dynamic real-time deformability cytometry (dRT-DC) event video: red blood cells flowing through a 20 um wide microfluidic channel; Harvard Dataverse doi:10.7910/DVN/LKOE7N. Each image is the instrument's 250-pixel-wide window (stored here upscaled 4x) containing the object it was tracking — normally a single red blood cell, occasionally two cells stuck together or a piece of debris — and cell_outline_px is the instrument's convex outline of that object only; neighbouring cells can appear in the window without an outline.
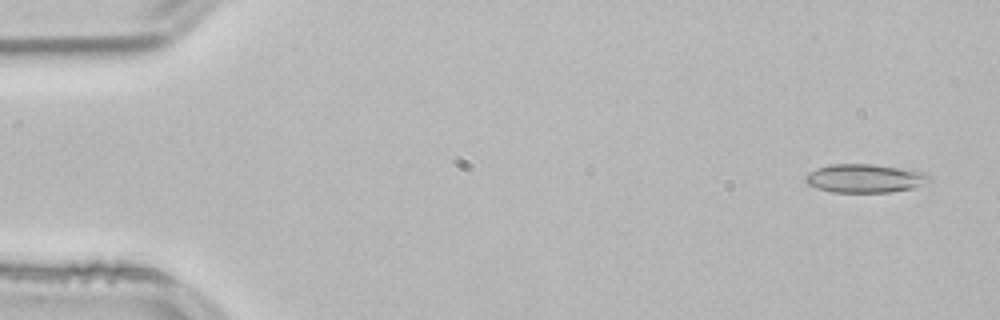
{"species": "common noctule bat (a hibernating species)", "species_latin": "Nyctalus noctula", "temperature_condition": "room temperature", "stored_images_in_passage": 53, "camera_frame_rate_fps": 3000, "um_per_image_px": 0.085, "animal": {"sex": "male", "body_mass_g": 21.5, "forearm_length_mm": 52.0}, "frame": {"image": 1, "passage_image": 3, "time_ms": 0.667, "image_size_px": [1000, 320], "cell_outline_px": [[932, 180], [912, 188], [888, 192], [832, 192], [816, 188], [808, 184], [804, 180], [804, 176], [808, 172], [816, 168], [832, 164], [876, 164], [924, 172], [932, 176]], "centroid_in_image_um": [73.49, 15.15], "position_along_channel_um": 11.5, "area_um2": 20.69}}
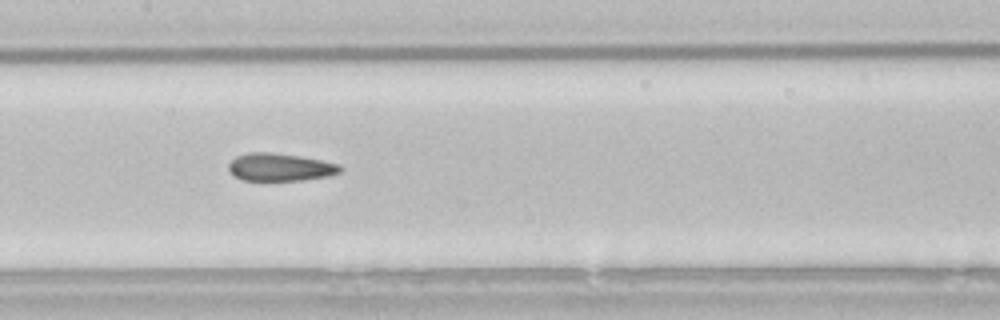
{"frame": {"image": 2, "passage_image": 26, "time_ms": 8.333, "image_size_px": [1000, 320], "cell_outline_px": [[344, 168], [340, 172], [328, 176], [300, 180], [240, 180], [228, 168], [228, 164], [236, 156], [248, 152], [268, 152], [300, 156], [324, 160], [340, 164]], "centroid_in_image_um": [23.84, 14.2], "position_along_channel_um": 183.6, "area_um2": 18.03}}
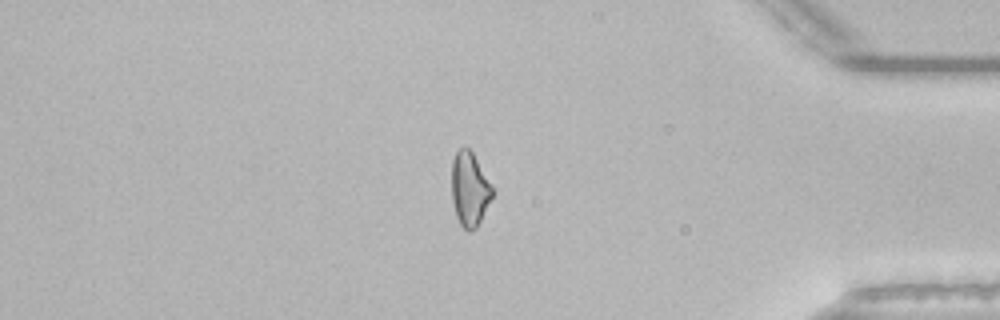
{"frame": {"image": 3, "passage_image": 45, "time_ms": 14.667, "image_size_px": [1000, 320], "cell_outline_px": [[496, 192], [476, 228], [472, 232], [468, 232], [460, 224], [456, 216], [452, 200], [452, 160], [456, 152], [460, 148], [468, 148], [472, 152], [496, 188]], "centroid_in_image_um": [39.96, 16.09], "position_along_channel_um": 395.2, "area_um2": 18.03}, "authors_computed_cell_mechanics": {"area_um2": 18.785, "velocity_mm_per_s": 3.8375, "shape_relaxation_time_tau1_ms": null, "shape_relaxation_time_tau2_ms": 3.0747, "deformation_change_tau1": null, "deformation_change_tau2": 0.0876}}